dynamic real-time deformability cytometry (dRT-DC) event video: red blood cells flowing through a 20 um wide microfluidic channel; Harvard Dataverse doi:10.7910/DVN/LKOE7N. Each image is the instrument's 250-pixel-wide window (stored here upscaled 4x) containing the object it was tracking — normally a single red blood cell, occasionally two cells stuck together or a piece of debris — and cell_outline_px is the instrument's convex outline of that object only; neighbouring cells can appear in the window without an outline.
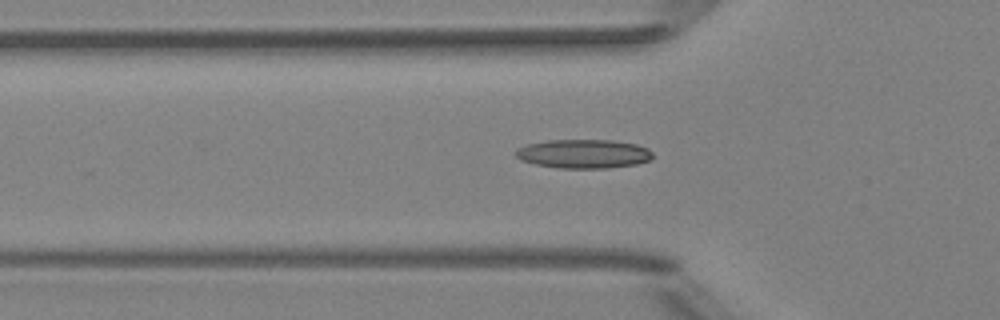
{"species": "Egyptian fruit bat (a non-hibernating species)", "species_latin": "Rousettus aegyptiacus", "temperature_condition": "room temperature", "stored_images_in_passage": 35, "camera_frame_rate_fps": 3000, "um_per_image_px": 0.085, "animal": {"sex": "female"}, "frame": {"image": 1, "passage_image": 8, "time_ms": 2.333, "image_size_px": [1000, 320], "cell_outline_px": [[652, 160], [636, 164], [608, 168], [560, 168], [536, 164], [520, 160], [516, 156], [516, 148], [524, 144], [548, 140], [612, 140], [636, 144], [648, 148], [652, 152]], "centroid_in_image_um": [49.6, 13.07], "position_along_channel_um": 76.2, "area_um2": 23.24}}
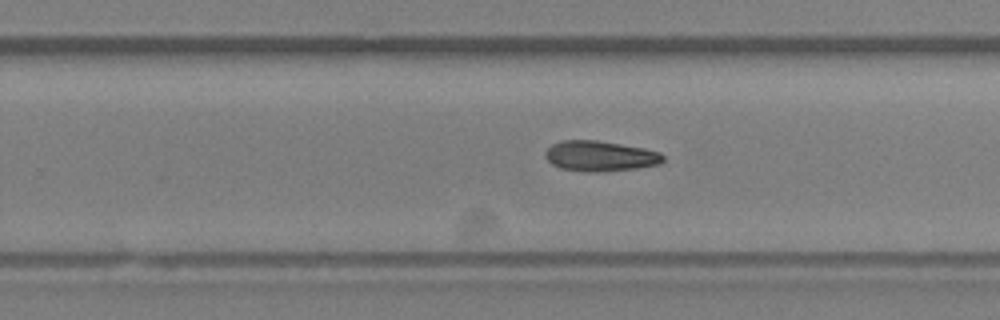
{"frame": {"image": 2, "passage_image": 23, "time_ms": 7.333, "image_size_px": [1000, 320], "cell_outline_px": [[664, 160], [660, 164], [636, 168], [600, 172], [584, 172], [560, 168], [552, 164], [544, 156], [544, 152], [552, 144], [560, 140], [596, 140], [644, 148], [660, 152], [664, 156]], "centroid_in_image_um": [50.99, 13.27], "position_along_channel_um": 278.8, "area_um2": 20.98}}
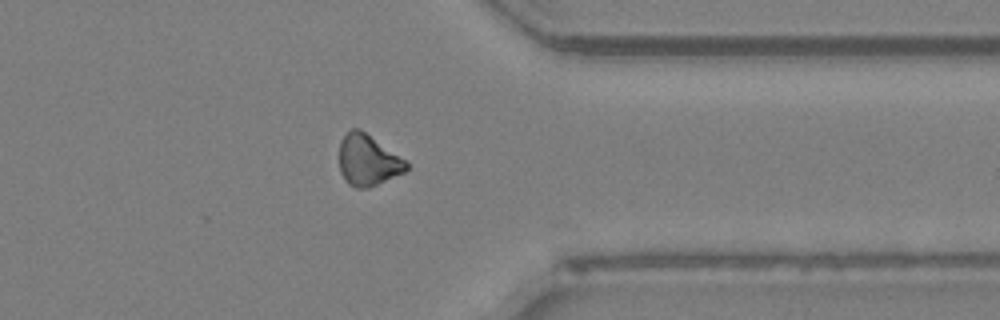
{"frame": {"image": 3, "passage_image": 31, "time_ms": 10.0, "image_size_px": [1000, 320], "cell_outline_px": [[408, 168], [404, 172], [368, 188], [356, 188], [348, 184], [340, 172], [340, 140], [352, 128], [360, 128], [408, 160]], "centroid_in_image_um": [31.29, 13.6], "position_along_channel_um": 380.1, "area_um2": 20.11}}